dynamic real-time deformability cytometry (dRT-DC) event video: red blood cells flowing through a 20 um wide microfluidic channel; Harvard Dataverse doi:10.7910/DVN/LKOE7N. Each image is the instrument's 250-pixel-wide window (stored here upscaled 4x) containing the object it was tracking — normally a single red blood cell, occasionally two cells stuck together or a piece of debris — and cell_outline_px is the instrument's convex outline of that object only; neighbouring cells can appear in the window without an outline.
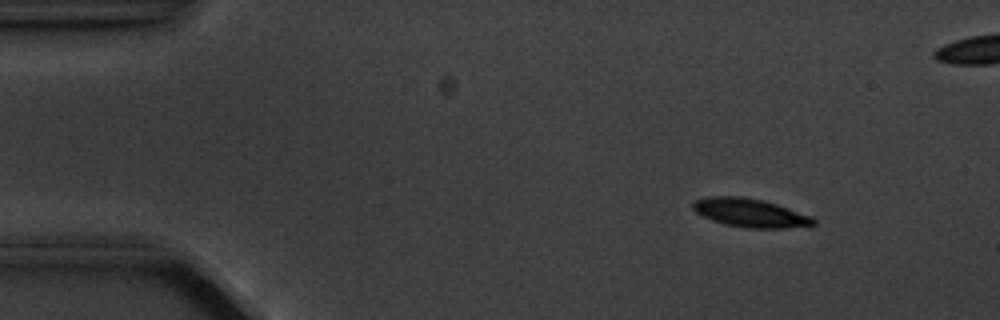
{"species": "common noctule bat (a hibernating species)", "species_latin": "Nyctalus noctula", "temperature_condition": "cold", "stored_images_in_passage": 6, "camera_frame_rate_fps": 3000, "um_per_image_px": 0.085, "animal": {"sex": "male", "body_mass_g": 20.1, "forearm_length_mm": 53.5}, "frame": {"image": 1, "passage_image": 3, "time_ms": 2.0, "image_size_px": [1000, 320], "cell_outline_px": [[816, 224], [812, 228], [748, 228], [724, 224], [712, 220], [696, 212], [692, 208], [692, 200], [708, 196], [744, 196], [764, 200], [812, 216], [816, 220]], "centroid_in_image_um": [63.82, 18.1], "position_along_channel_um": 21.2, "area_um2": 20.52}}